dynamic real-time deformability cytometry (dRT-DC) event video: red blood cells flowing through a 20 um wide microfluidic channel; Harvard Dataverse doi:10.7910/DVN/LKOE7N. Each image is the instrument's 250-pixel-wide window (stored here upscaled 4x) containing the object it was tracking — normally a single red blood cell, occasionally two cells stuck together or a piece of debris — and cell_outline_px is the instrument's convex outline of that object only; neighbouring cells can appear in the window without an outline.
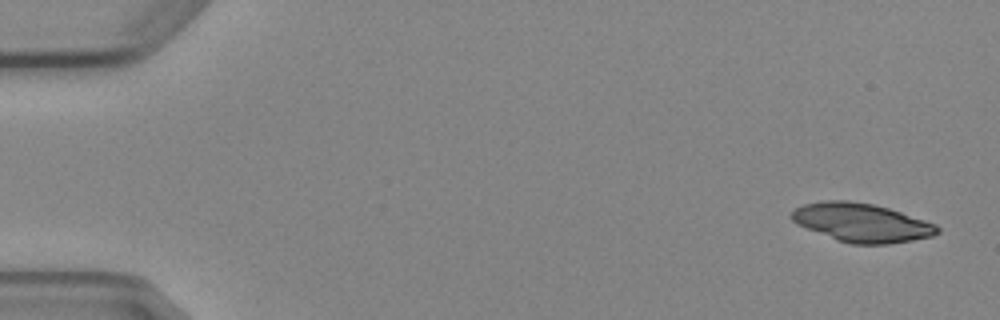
{"species": "Egyptian fruit bat (a non-hibernating species)", "species_latin": "Rousettus aegyptiacus", "temperature_condition": "cold", "stored_images_in_passage": 6, "camera_frame_rate_fps": 3000, "um_per_image_px": 0.085, "animal": {"sex": "female"}, "frame": {"image": 1, "passage_image": 1, "time_ms": 0.0, "image_size_px": [1000, 320], "cell_outline_px": [[940, 232], [932, 236], [912, 240], [888, 244], [852, 244], [836, 240], [796, 224], [788, 216], [796, 208], [804, 204], [828, 200], [848, 200], [872, 204], [888, 208], [936, 224], [940, 228]], "centroid_in_image_um": [73.22, 18.93], "position_along_channel_um": 11.8, "area_um2": 32.71}}